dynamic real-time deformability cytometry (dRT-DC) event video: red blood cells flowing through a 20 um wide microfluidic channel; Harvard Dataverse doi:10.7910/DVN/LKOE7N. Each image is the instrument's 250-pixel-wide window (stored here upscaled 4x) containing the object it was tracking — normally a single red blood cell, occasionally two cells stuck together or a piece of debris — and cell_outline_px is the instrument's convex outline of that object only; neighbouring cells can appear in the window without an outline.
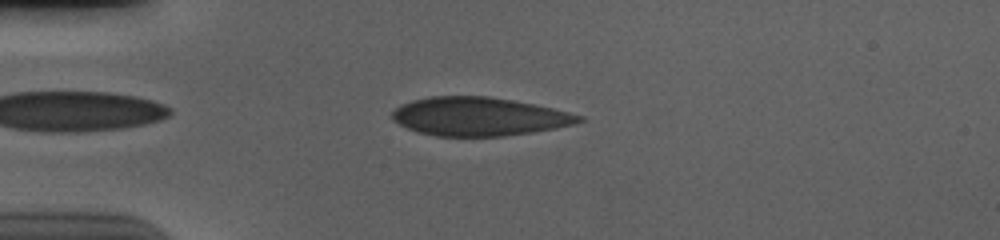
{"species": "human", "species_latin": "Homo sapiens", "temperature_condition": "cold", "stored_images_in_passage": 28, "camera_frame_rate_fps": 3000, "um_per_image_px": 0.085, "donor": {"sex": "male"}, "frame": {"image": 1, "passage_image": 4, "time_ms": 1.0, "image_size_px": [1000, 240], "cell_outline_px": [[584, 120], [576, 124], [556, 128], [532, 132], [504, 136], [436, 136], [416, 132], [392, 120], [392, 112], [400, 104], [412, 100], [432, 96], [488, 96], [512, 100], [552, 108], [584, 116]], "centroid_in_image_um": [40.71, 9.91], "position_along_channel_um": 44.3, "area_um2": 41.91}}
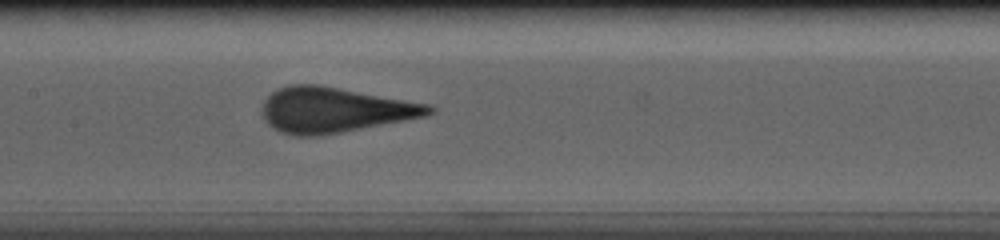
{"frame": {"image": 2, "passage_image": 17, "time_ms": 5.333, "image_size_px": [1000, 240], "cell_outline_px": [[436, 108], [432, 112], [424, 116], [404, 120], [320, 136], [292, 136], [280, 132], [272, 128], [264, 120], [264, 100], [272, 92], [280, 88], [292, 84], [320, 84], [428, 104]], "centroid_in_image_um": [28.39, 9.34], "position_along_channel_um": 179.0, "area_um2": 43.64}}
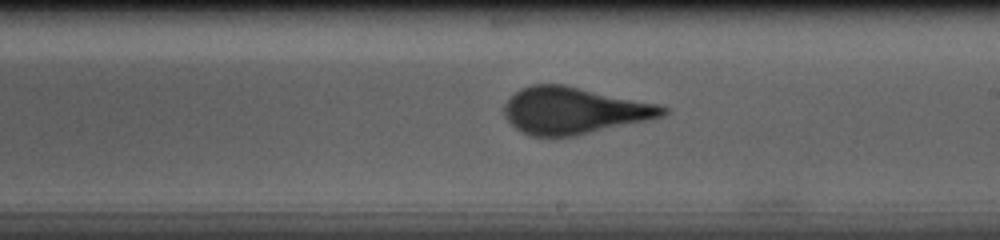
{"frame": {"image": 3, "passage_image": 22, "time_ms": 7.0, "image_size_px": [1000, 240], "cell_outline_px": [[668, 112], [664, 116], [648, 120], [576, 136], [556, 140], [552, 140], [532, 136], [520, 132], [504, 116], [504, 104], [520, 88], [532, 84], [564, 84], [660, 104], [668, 108]], "centroid_in_image_um": [48.78, 9.43], "position_along_channel_um": 240.2, "area_um2": 44.1}}